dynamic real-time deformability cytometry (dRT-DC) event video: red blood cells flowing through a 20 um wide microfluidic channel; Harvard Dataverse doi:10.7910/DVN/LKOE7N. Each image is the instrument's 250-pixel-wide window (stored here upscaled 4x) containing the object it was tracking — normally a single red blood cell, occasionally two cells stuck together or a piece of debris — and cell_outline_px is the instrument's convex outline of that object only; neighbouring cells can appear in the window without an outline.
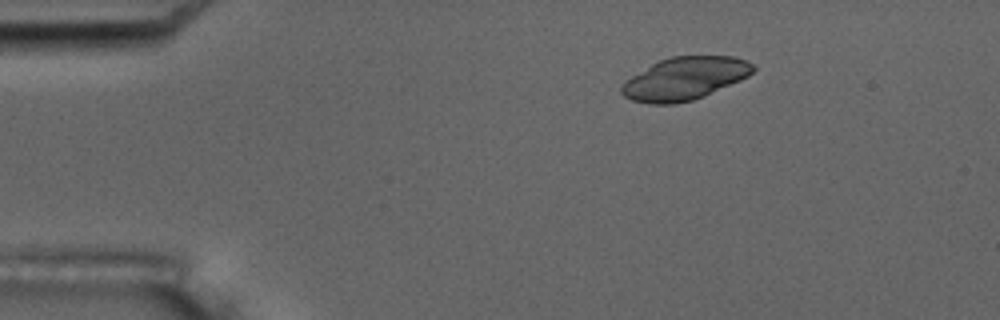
{"species": "common noctule bat (a hibernating species)", "species_latin": "Nyctalus noctula", "temperature_condition": "room temperature", "stored_images_in_passage": 5, "camera_frame_rate_fps": 3000, "um_per_image_px": 0.085, "animal": {"sex": "male", "body_mass_g": 17.5, "forearm_length_mm": 52.3}, "frame": {"image": 1, "passage_image": 3, "time_ms": 2.333, "image_size_px": [1000, 320], "cell_outline_px": [[756, 68], [748, 76], [740, 80], [704, 96], [692, 100], [676, 104], [648, 104], [632, 100], [624, 96], [620, 92], [620, 88], [632, 76], [652, 64], [660, 60], [672, 56], [732, 56], [756, 64]], "centroid_in_image_um": [58.22, 6.68], "position_along_channel_um": 26.8, "area_um2": 32.54}}